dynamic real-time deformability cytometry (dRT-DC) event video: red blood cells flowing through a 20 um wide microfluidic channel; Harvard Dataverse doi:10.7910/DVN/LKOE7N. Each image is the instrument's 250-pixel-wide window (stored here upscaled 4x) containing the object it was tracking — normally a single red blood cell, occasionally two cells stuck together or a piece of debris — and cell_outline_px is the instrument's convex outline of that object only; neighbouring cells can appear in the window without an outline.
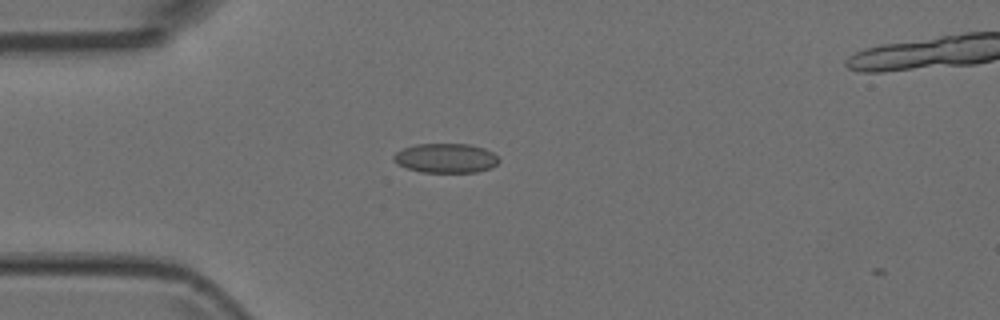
{"species": "Egyptian fruit bat (a non-hibernating species)", "species_latin": "Rousettus aegyptiacus", "temperature_condition": "room temperature", "stored_images_in_passage": 2, "camera_frame_rate_fps": 3000, "um_per_image_px": 0.085, "animal": {"sex": "female"}, "frame": {"image": 1, "passage_image": 1, "time_ms": 0.0, "image_size_px": [1000, 320], "cell_outline_px": [[500, 160], [492, 168], [476, 172], [420, 172], [408, 168], [392, 160], [392, 156], [396, 152], [404, 148], [416, 144], [468, 144], [484, 148], [492, 152]], "centroid_in_image_um": [37.9, 13.44], "position_along_channel_um": 47.1, "area_um2": 17.98}}